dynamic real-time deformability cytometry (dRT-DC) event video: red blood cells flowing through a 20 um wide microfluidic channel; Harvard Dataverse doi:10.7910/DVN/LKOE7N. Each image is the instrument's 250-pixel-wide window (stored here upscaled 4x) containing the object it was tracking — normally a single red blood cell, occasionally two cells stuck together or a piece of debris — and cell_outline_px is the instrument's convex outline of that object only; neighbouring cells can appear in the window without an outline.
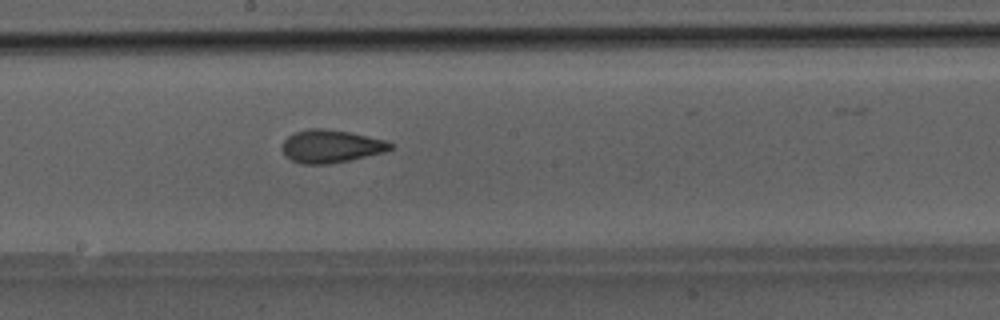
{"species": "Egyptian fruit bat (a non-hibernating species)", "species_latin": "Rousettus aegyptiacus", "temperature_condition": "room temperature", "stored_images_in_passage": 29, "camera_frame_rate_fps": 3000, "um_per_image_px": 0.085, "animal": {"sex": "male"}, "frame": {"image": 1, "passage_image": 16, "time_ms": 5.0, "image_size_px": [1000, 320], "cell_outline_px": [[392, 148], [384, 152], [348, 160], [328, 164], [300, 164], [284, 156], [284, 140], [288, 136], [296, 132], [308, 128], [324, 128], [348, 132], [388, 140], [392, 144]], "centroid_in_image_um": [28.13, 12.43], "position_along_channel_um": 220.1, "area_um2": 20.58}}
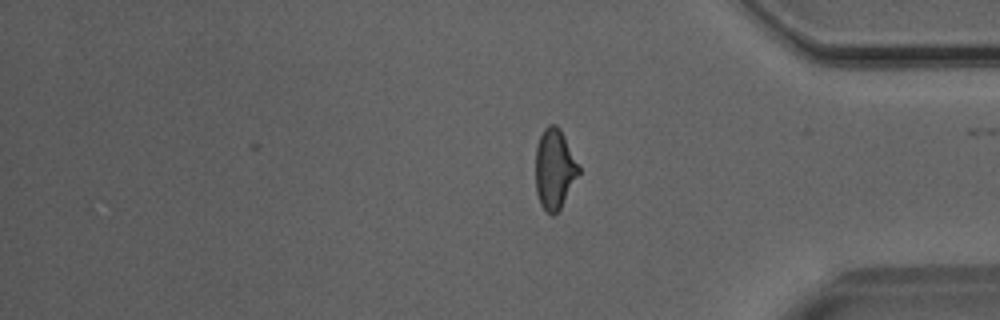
{"frame": {"image": 2, "passage_image": 29, "time_ms": 9.333, "image_size_px": [1000, 320], "cell_outline_px": [[580, 172], [560, 208], [552, 216], [540, 204], [536, 192], [536, 144], [544, 128], [548, 124], [556, 124], [560, 128], [580, 168]], "centroid_in_image_um": [47.12, 14.34], "position_along_channel_um": 388.1, "area_um2": 19.94}}